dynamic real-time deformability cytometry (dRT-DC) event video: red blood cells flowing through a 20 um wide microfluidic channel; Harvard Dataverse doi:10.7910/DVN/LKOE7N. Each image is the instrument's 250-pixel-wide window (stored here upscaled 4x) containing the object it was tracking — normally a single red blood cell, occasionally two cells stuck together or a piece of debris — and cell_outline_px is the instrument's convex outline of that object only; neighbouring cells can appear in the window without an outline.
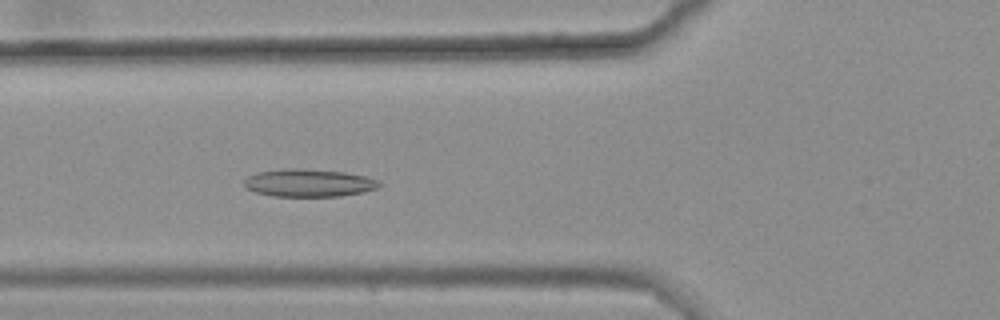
{"species": "common noctule bat (a hibernating species)", "species_latin": "Nyctalus noctula", "temperature_condition": "warm", "stored_images_in_passage": 41, "camera_frame_rate_fps": 3000, "um_per_image_px": 0.085, "animal": {"sex": "female", "body_mass_g": 25.1}, "frame": {"image": 1, "passage_image": 15, "time_ms": 4.667, "image_size_px": [1000, 320], "cell_outline_px": [[380, 188], [364, 192], [340, 196], [272, 196], [256, 192], [244, 188], [244, 180], [248, 176], [256, 172], [292, 168], [300, 168], [344, 172], [364, 176], [376, 180], [380, 184]], "centroid_in_image_um": [26.22, 15.55], "position_along_channel_um": 99.6, "area_um2": 21.79}}
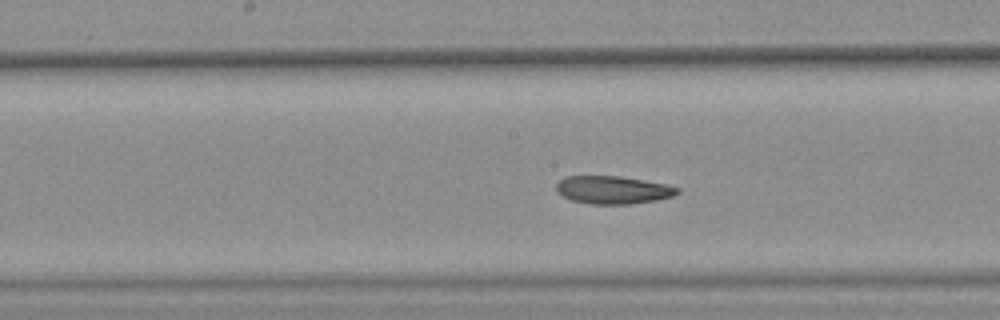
{"frame": {"image": 2, "passage_image": 23, "time_ms": 7.333, "image_size_px": [1000, 320], "cell_outline_px": [[680, 192], [672, 196], [656, 200], [632, 204], [592, 204], [572, 200], [556, 192], [556, 184], [564, 176], [616, 176], [668, 184], [680, 188]], "centroid_in_image_um": [52.1, 16.14], "position_along_channel_um": 196.1, "area_um2": 19.65}}
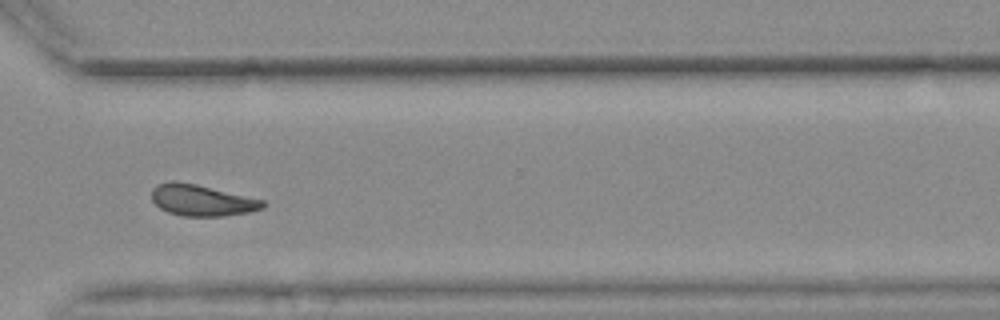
{"frame": {"image": 3, "passage_image": 36, "time_ms": 11.667, "image_size_px": [1000, 320], "cell_outline_px": [[268, 204], [264, 208], [248, 212], [224, 216], [184, 216], [168, 212], [160, 208], [152, 200], [152, 188], [156, 184], [172, 180], [196, 184], [264, 200]], "centroid_in_image_um": [17.15, 17.02], "position_along_channel_um": 353.4, "area_um2": 20.29}, "authors_computed_cell_mechanics": {"area_um2": 20.6346, "velocity_mm_per_s": 3.6235, "shape_relaxation_time_tau1_ms": null, "shape_relaxation_time_tau2_ms": 2.9733, "deformation_change_tau1": null, "deformation_change_tau2": 0.0949}}